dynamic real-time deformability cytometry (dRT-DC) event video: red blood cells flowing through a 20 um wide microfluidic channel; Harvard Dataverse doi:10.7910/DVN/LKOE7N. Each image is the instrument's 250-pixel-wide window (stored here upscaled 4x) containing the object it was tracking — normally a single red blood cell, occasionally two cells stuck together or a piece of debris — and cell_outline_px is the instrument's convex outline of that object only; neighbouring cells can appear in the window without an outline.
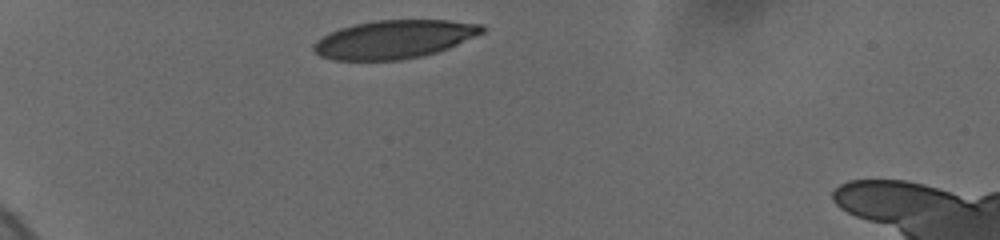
{"species": "human", "species_latin": "Homo sapiens", "temperature_condition": "cold", "stored_images_in_passage": 13, "camera_frame_rate_fps": 3000, "um_per_image_px": 0.085, "donor": {"sex": "female"}, "frame": {"image": 1, "passage_image": 1, "time_ms": 0.0, "image_size_px": [1000, 240], "cell_outline_px": [[488, 28], [484, 32], [448, 48], [436, 52], [420, 56], [400, 60], [332, 60], [320, 56], [312, 48], [312, 44], [316, 40], [340, 28], [356, 24], [376, 20], [448, 20], [484, 24]], "centroid_in_image_um": [33.52, 3.34], "position_along_channel_um": 51.5, "area_um2": 37.57}}
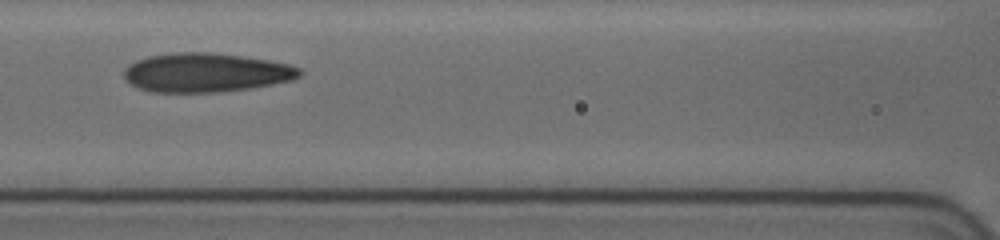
{"frame": {"image": 2, "passage_image": 6, "time_ms": 3.667, "image_size_px": [1000, 240], "cell_outline_px": [[304, 72], [300, 76], [292, 80], [252, 88], [220, 92], [148, 92], [136, 88], [124, 80], [124, 68], [128, 64], [136, 60], [148, 56], [176, 52], [208, 52], [244, 56], [268, 60], [288, 64], [300, 68]], "centroid_in_image_um": [17.47, 6.17], "position_along_channel_um": 149.1, "area_um2": 40.4}}
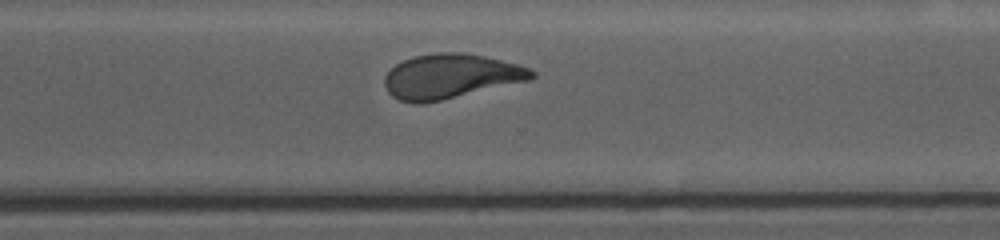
{"frame": {"image": 3, "passage_image": 13, "time_ms": 8.667, "image_size_px": [1000, 240], "cell_outline_px": [[536, 76], [532, 80], [440, 100], [420, 104], [416, 104], [400, 100], [392, 96], [388, 92], [384, 84], [384, 76], [396, 64], [412, 56], [436, 52], [460, 52], [484, 56], [532, 68], [536, 72]], "centroid_in_image_um": [38.32, 6.48], "position_along_channel_um": 332.3, "area_um2": 38.26}}